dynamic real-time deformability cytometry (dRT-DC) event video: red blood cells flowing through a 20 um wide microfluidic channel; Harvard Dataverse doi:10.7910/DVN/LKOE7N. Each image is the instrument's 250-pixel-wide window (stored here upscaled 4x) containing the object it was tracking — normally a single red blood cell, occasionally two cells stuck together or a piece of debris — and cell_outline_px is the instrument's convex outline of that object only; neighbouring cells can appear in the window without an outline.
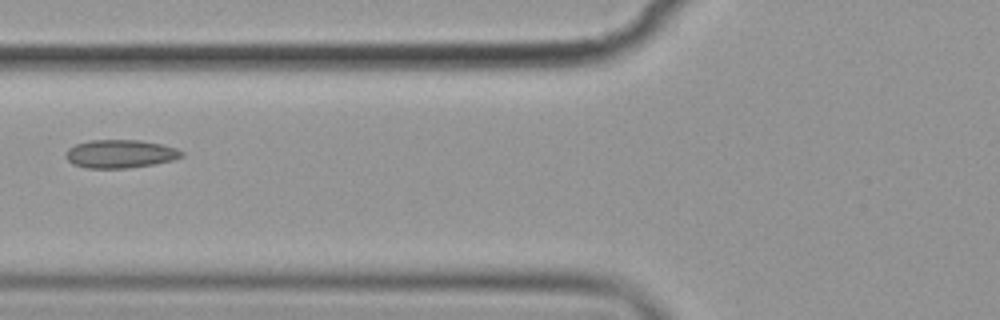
{"species": "common noctule bat (a hibernating species)", "species_latin": "Nyctalus noctula", "temperature_condition": "cold", "stored_images_in_passage": 6, "camera_frame_rate_fps": 3000, "um_per_image_px": 0.085, "animal": {"sex": "female", "body_mass_g": 19.9}, "frame": {"image": 1, "passage_image": 4, "time_ms": 3.667, "image_size_px": [1000, 320], "cell_outline_px": [[184, 156], [172, 160], [152, 164], [124, 168], [88, 168], [72, 164], [64, 156], [68, 148], [76, 144], [92, 140], [140, 140], [160, 144], [176, 148], [184, 152]], "centroid_in_image_um": [10.2, 13.07], "position_along_channel_um": 115.6, "area_um2": 18.96}}
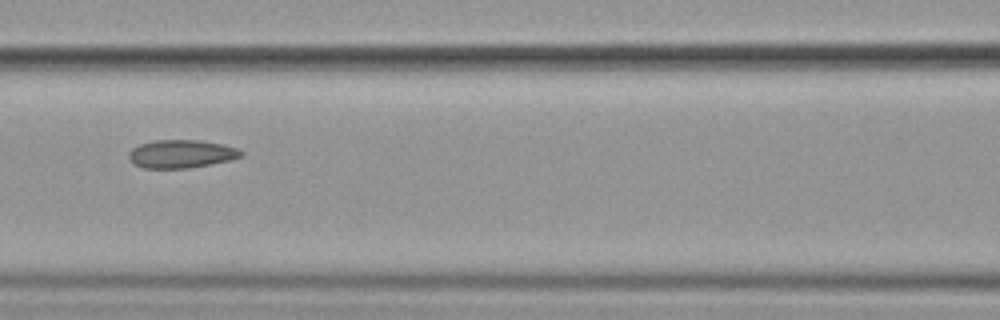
{"frame": {"image": 2, "passage_image": 5, "time_ms": 4.667, "image_size_px": [1000, 320], "cell_outline_px": [[244, 156], [232, 160], [188, 168], [144, 168], [136, 164], [128, 156], [128, 152], [132, 148], [140, 144], [152, 140], [200, 140], [224, 144], [236, 148], [244, 152]], "centroid_in_image_um": [15.45, 13.07], "position_along_channel_um": 151.2, "area_um2": 18.5}}
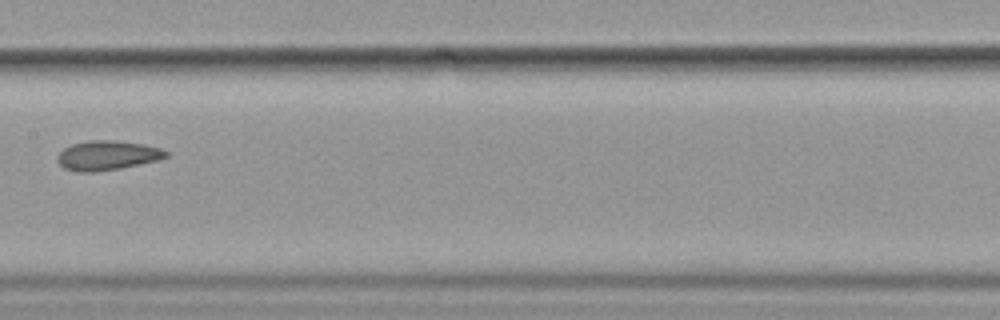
{"frame": {"image": 3, "passage_image": 6, "time_ms": 6.0, "image_size_px": [1000, 320], "cell_outline_px": [[168, 156], [160, 160], [120, 168], [96, 172], [76, 172], [64, 168], [56, 160], [56, 156], [64, 148], [72, 144], [88, 140], [116, 140], [144, 144], [160, 148], [168, 152]], "centroid_in_image_um": [9.11, 13.21], "position_along_channel_um": 198.3, "area_um2": 18.84}}